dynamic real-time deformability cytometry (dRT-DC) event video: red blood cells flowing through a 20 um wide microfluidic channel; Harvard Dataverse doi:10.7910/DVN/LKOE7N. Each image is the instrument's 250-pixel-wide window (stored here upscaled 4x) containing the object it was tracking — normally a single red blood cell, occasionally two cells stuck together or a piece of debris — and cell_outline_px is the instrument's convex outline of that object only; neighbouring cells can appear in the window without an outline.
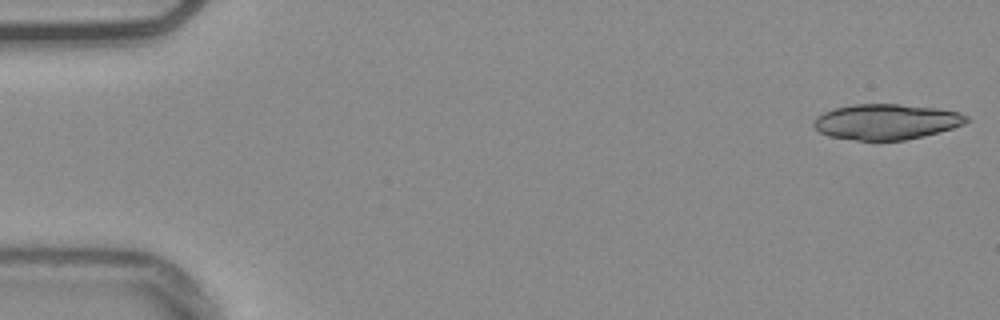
{"species": "common noctule bat (a hibernating species)", "species_latin": "Nyctalus noctula", "temperature_condition": "warm", "stored_images_in_passage": 53, "camera_frame_rate_fps": 3000, "um_per_image_px": 0.085, "animal": {"sex": "male", "body_mass_g": 20.4}, "frame": {"image": 1, "passage_image": 1, "time_ms": 0.0, "image_size_px": [1000, 320], "cell_outline_px": [[968, 120], [964, 124], [952, 128], [924, 136], [904, 140], [856, 140], [828, 136], [820, 132], [812, 124], [816, 116], [824, 112], [836, 108], [852, 104], [900, 104], [936, 108], [960, 112], [968, 116]], "centroid_in_image_um": [75.33, 10.34], "position_along_channel_um": 9.7, "area_um2": 31.56}}